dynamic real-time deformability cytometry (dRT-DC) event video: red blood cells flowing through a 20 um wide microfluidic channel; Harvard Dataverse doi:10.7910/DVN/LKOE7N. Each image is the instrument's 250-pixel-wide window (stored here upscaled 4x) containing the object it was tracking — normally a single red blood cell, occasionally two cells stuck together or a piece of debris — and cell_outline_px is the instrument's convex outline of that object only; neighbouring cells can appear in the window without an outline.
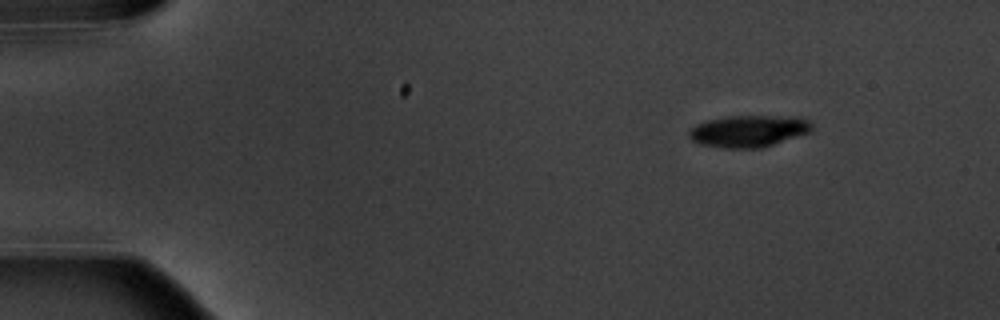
{"species": "common noctule bat (a hibernating species)", "species_latin": "Nyctalus noctula", "temperature_condition": "warm", "stored_images_in_passage": 6, "camera_frame_rate_fps": 3000, "um_per_image_px": 0.085, "animal": {"sex": "male", "body_mass_g": 20.1, "forearm_length_mm": 53.5}, "frame": {"image": 1, "passage_image": 2, "time_ms": 1.0, "image_size_px": [1000, 320], "cell_outline_px": [[816, 128], [812, 132], [760, 148], [720, 148], [700, 144], [692, 140], [688, 136], [688, 132], [696, 124], [704, 120], [728, 116], [796, 116], [808, 120]], "centroid_in_image_um": [63.65, 11.13], "position_along_channel_um": 21.3, "area_um2": 23.12}}
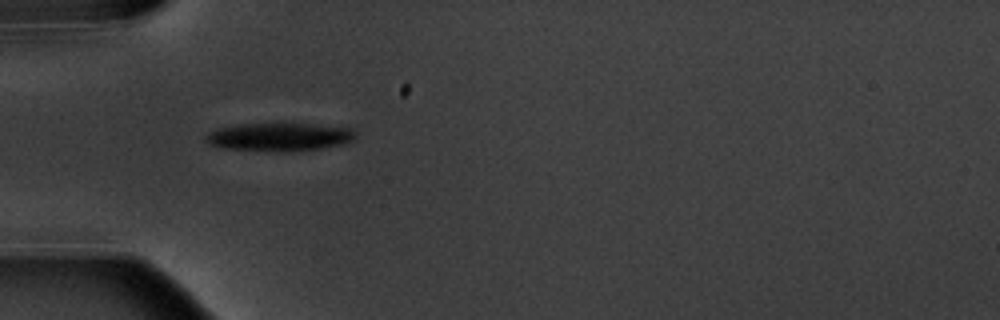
{"frame": {"image": 2, "passage_image": 5, "time_ms": 4.667, "image_size_px": [1000, 320], "cell_outline_px": [[356, 140], [348, 144], [292, 152], [276, 152], [220, 148], [208, 144], [204, 140], [204, 136], [208, 132], [216, 128], [240, 124], [312, 124], [352, 128], [356, 132]], "centroid_in_image_um": [23.75, 11.66], "position_along_channel_um": 61.2, "area_um2": 25.2}}